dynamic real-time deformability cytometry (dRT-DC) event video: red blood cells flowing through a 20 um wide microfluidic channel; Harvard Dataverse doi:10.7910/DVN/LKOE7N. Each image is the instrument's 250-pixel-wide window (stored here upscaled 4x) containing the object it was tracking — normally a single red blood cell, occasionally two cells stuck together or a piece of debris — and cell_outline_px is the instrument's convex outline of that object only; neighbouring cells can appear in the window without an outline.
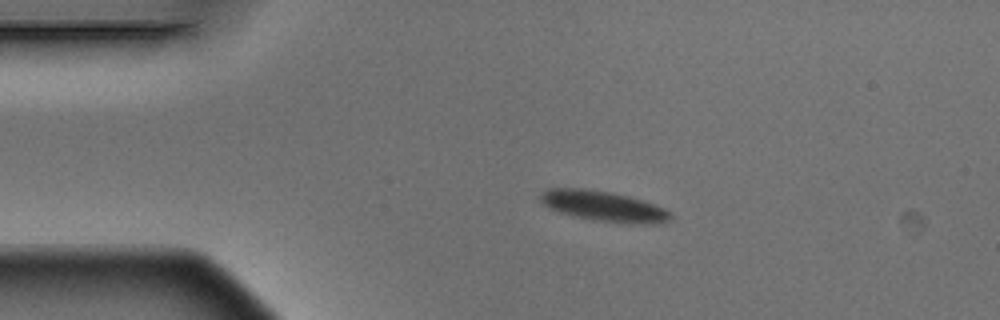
{"species": "Egyptian fruit bat (a non-hibernating species)", "species_latin": "Rousettus aegyptiacus", "temperature_condition": "warm", "stored_images_in_passage": 4, "camera_frame_rate_fps": 3000, "um_per_image_px": 0.085, "animal": {"sex": "male"}, "frame": {"image": 1, "passage_image": 1, "time_ms": 0.0, "image_size_px": [1000, 320], "cell_outline_px": [[672, 216], [668, 220], [660, 224], [640, 224], [592, 220], [560, 212], [544, 204], [540, 200], [540, 192], [544, 188], [584, 188], [608, 192], [628, 196], [664, 208]], "centroid_in_image_um": [51.27, 17.52], "position_along_channel_um": 33.7, "area_um2": 22.72}}
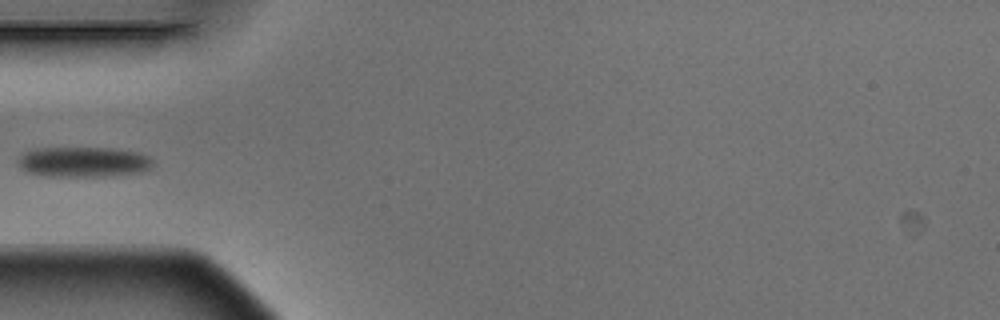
{"frame": {"image": 2, "passage_image": 3, "time_ms": 0.667, "image_size_px": [1000, 320], "cell_outline_px": [[156, 164], [152, 168], [140, 172], [112, 176], [44, 176], [28, 172], [20, 168], [16, 164], [16, 160], [24, 152], [40, 148], [112, 148], [140, 152], [148, 156]], "centroid_in_image_um": [7.11, 13.77], "position_along_channel_um": 77.9, "area_um2": 24.1}}
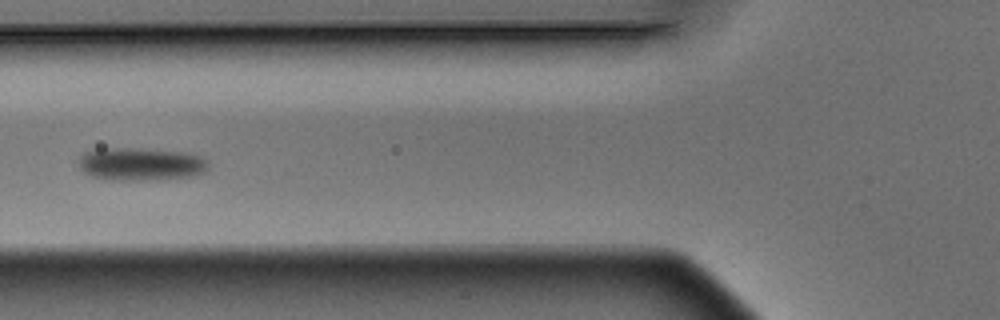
{"frame": {"image": 3, "passage_image": 4, "time_ms": 1.0, "image_size_px": [1000, 320], "cell_outline_px": [[208, 172], [196, 176], [140, 180], [104, 180], [92, 176], [84, 172], [76, 164], [76, 160], [84, 152], [116, 148], [124, 148], [184, 152], [200, 156], [208, 160]], "centroid_in_image_um": [11.97, 13.97], "position_along_channel_um": 113.8, "area_um2": 24.91}}